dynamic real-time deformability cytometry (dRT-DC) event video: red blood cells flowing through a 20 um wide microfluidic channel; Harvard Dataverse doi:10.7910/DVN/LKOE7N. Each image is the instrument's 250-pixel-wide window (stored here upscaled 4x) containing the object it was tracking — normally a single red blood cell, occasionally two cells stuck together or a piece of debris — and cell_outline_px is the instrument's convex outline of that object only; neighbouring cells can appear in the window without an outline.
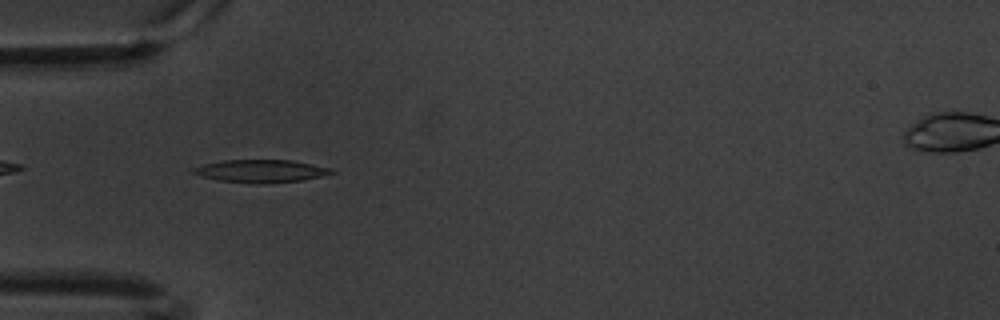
{"species": "common noctule bat (a hibernating species)", "species_latin": "Nyctalus noctula", "temperature_condition": "warm", "stored_images_in_passage": 44, "camera_frame_rate_fps": 3000, "um_per_image_px": 0.085, "animal": {"sex": "male", "body_mass_g": 20.1, "forearm_length_mm": 53.5}, "frame": {"image": 1, "passage_image": 3, "time_ms": 0.667, "image_size_px": [1000, 320], "cell_outline_px": [[336, 172], [320, 176], [300, 180], [264, 184], [256, 184], [216, 180], [200, 176], [192, 172], [192, 168], [204, 164], [224, 160], [292, 160], [332, 168]], "centroid_in_image_um": [22.15, 14.54], "position_along_channel_um": 62.8, "area_um2": 18.32}}
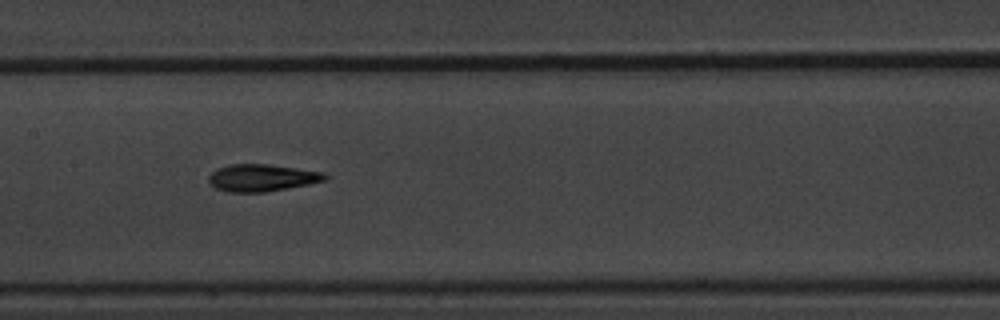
{"frame": {"image": 2, "passage_image": 14, "time_ms": 4.333, "image_size_px": [1000, 320], "cell_outline_px": [[328, 180], [288, 188], [264, 192], [228, 192], [216, 188], [208, 180], [208, 176], [216, 168], [232, 164], [268, 164], [324, 172], [328, 176]], "centroid_in_image_um": [22.27, 15.11], "position_along_channel_um": 185.1, "area_um2": 18.38}}
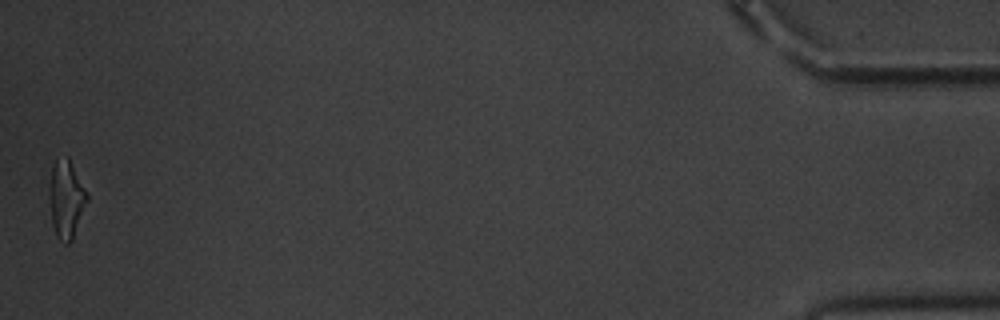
{"frame": {"image": 3, "passage_image": 44, "time_ms": 14.333, "image_size_px": [1000, 320], "cell_outline_px": [[88, 200], [72, 240], [68, 244], [64, 244], [56, 236], [52, 224], [48, 188], [52, 164], [56, 160], [68, 156], [88, 192]], "centroid_in_image_um": [5.62, 16.92], "position_along_channel_um": 429.6, "area_um2": 17.34}, "authors_computed_cell_mechanics": {"area_um2": 17.8891, "velocity_mm_per_s": 3.3616, "shape_relaxation_time_tau1_ms": 4.8761, "shape_relaxation_time_tau2_ms": 3.6721, "deformation_change_tau1": 0.168, "deformation_change_tau2": 0.1221}}